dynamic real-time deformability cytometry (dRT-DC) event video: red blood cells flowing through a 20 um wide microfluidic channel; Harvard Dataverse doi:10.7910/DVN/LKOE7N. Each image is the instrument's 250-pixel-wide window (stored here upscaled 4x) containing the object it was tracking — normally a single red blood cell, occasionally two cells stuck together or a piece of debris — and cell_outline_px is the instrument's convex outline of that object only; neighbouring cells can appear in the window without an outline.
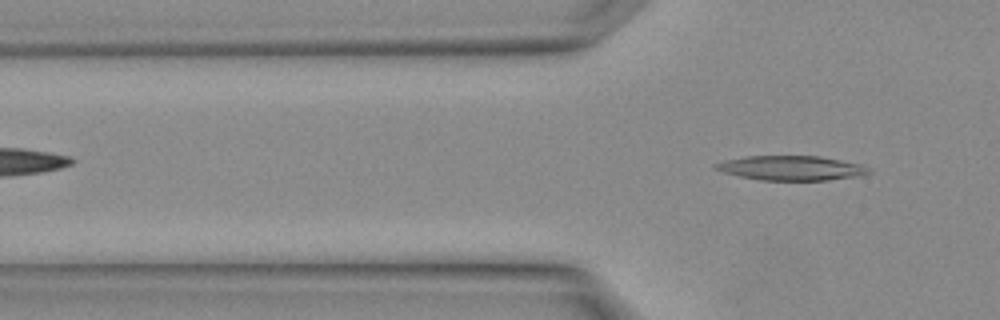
{"species": "Egyptian fruit bat (a non-hibernating species)", "species_latin": "Rousettus aegyptiacus", "temperature_condition": "warm", "stored_images_in_passage": 3, "camera_frame_rate_fps": 3000, "um_per_image_px": 0.085, "animal": {"sex": "female"}, "frame": {"image": 1, "passage_image": 3, "time_ms": 0.667, "image_size_px": [1000, 320], "cell_outline_px": [[872, 172], [852, 176], [828, 180], [760, 180], [740, 176], [724, 172], [716, 168], [716, 164], [728, 160], [748, 156], [820, 156], [864, 164], [872, 168]], "centroid_in_image_um": [67.35, 14.28], "position_along_channel_um": 58.4, "area_um2": 21.62}}